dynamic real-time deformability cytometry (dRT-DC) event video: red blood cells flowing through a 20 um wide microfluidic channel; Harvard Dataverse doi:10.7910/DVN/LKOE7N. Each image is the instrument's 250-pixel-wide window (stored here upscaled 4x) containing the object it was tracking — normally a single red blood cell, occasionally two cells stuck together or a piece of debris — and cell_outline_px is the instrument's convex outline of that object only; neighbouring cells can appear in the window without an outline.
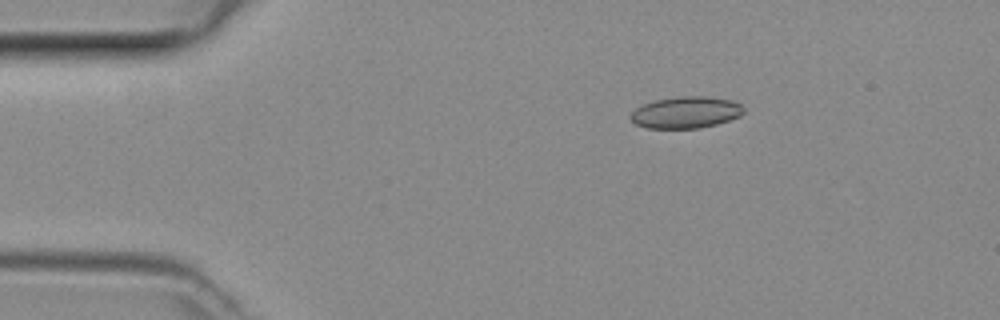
{"species": "common noctule bat (a hibernating species)", "species_latin": "Nyctalus noctula", "temperature_condition": "room temperature", "stored_images_in_passage": 41, "camera_frame_rate_fps": 3000, "um_per_image_px": 0.085, "animal": {"sex": "female", "body_mass_g": 29.2, "forearm_length_mm": 56.3}, "frame": {"image": 1, "passage_image": 1, "time_ms": 0.0, "image_size_px": [1000, 320], "cell_outline_px": [[744, 112], [740, 116], [716, 124], [696, 128], [648, 128], [636, 124], [628, 116], [636, 108], [652, 100], [680, 96], [708, 96], [732, 100], [740, 104], [744, 108]], "centroid_in_image_um": [58.29, 9.54], "position_along_channel_um": 26.7, "area_um2": 20.87}}
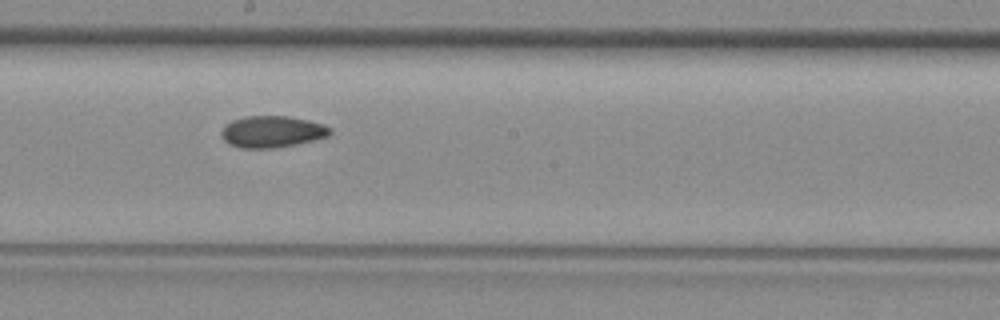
{"frame": {"image": 2, "passage_image": 19, "time_ms": 6.0, "image_size_px": [1000, 320], "cell_outline_px": [[332, 132], [328, 136], [296, 144], [272, 148], [240, 148], [228, 144], [224, 140], [220, 132], [224, 124], [232, 120], [244, 116], [288, 116], [308, 120], [324, 124], [332, 128]], "centroid_in_image_um": [23.1, 11.18], "position_along_channel_um": 225.1, "area_um2": 20.17}}
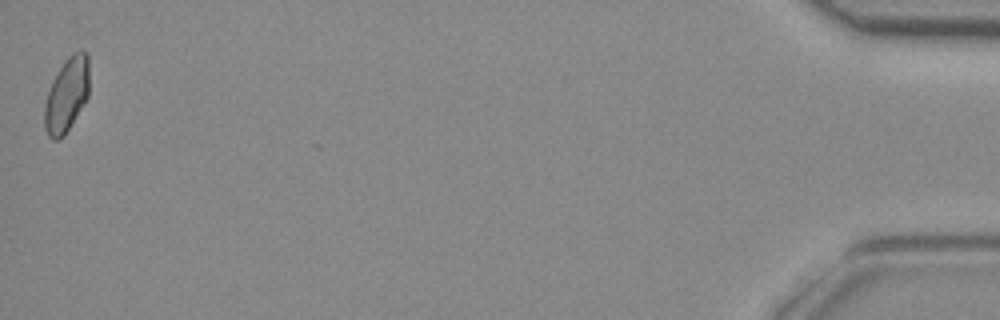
{"frame": {"image": 3, "passage_image": 41, "time_ms": 13.333, "image_size_px": [1000, 320], "cell_outline_px": [[88, 96], [64, 136], [56, 140], [52, 140], [48, 136], [44, 128], [44, 108], [48, 92], [64, 60], [72, 52], [88, 52]], "centroid_in_image_um": [5.66, 8.08], "position_along_channel_um": 429.5, "area_um2": 19.02}}